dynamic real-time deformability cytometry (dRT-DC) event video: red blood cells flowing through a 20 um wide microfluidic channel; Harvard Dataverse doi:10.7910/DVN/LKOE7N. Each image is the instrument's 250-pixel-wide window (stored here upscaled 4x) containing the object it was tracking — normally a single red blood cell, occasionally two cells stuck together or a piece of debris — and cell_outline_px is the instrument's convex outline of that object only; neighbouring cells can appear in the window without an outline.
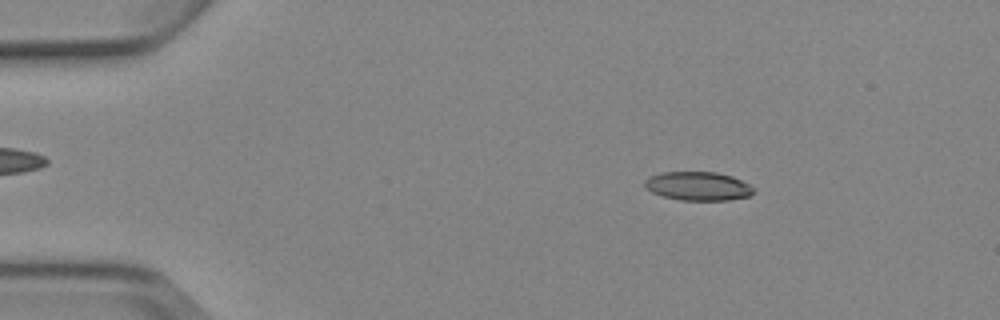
{"species": "Egyptian fruit bat (a non-hibernating species)", "species_latin": "Rousettus aegyptiacus", "temperature_condition": "cold", "stored_images_in_passage": 5, "camera_frame_rate_fps": 3000, "um_per_image_px": 0.085, "animal": {"sex": "female"}, "frame": {"image": 1, "passage_image": 2, "time_ms": 1.0, "image_size_px": [1000, 320], "cell_outline_px": [[756, 192], [748, 196], [728, 200], [680, 200], [664, 196], [652, 192], [644, 188], [644, 180], [648, 176], [660, 172], [716, 172], [732, 176], [756, 188]], "centroid_in_image_um": [59.32, 15.81], "position_along_channel_um": 25.7, "area_um2": 18.38}}
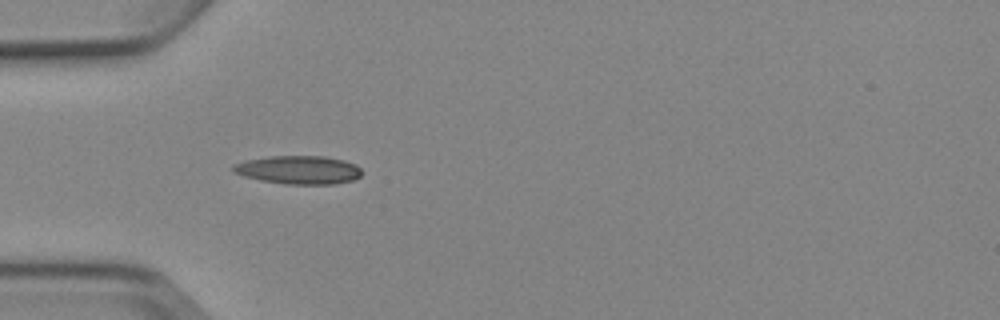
{"frame": {"image": 2, "passage_image": 4, "time_ms": 3.667, "image_size_px": [1000, 320], "cell_outline_px": [[360, 176], [352, 180], [332, 184], [284, 184], [260, 180], [244, 176], [232, 172], [232, 164], [248, 160], [268, 156], [324, 156], [344, 160], [356, 164], [360, 168]], "centroid_in_image_um": [25.36, 14.43], "position_along_channel_um": 59.6, "area_um2": 21.27}}
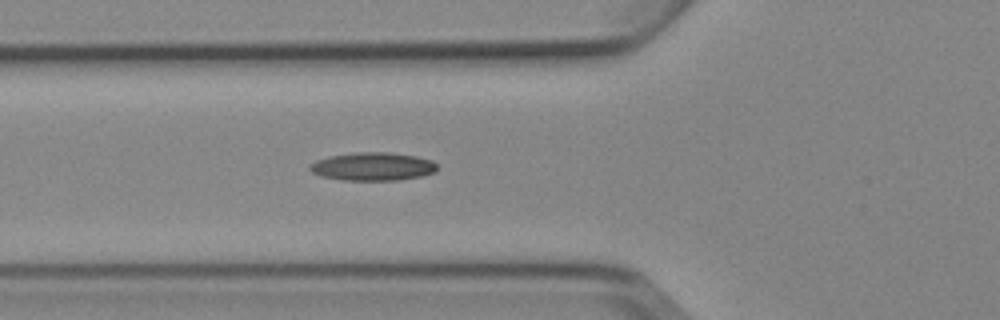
{"frame": {"image": 3, "passage_image": 5, "time_ms": 4.667, "image_size_px": [1000, 320], "cell_outline_px": [[436, 172], [420, 176], [396, 180], [344, 180], [320, 176], [312, 172], [308, 168], [316, 160], [328, 156], [356, 152], [392, 152], [416, 156], [432, 160], [436, 164]], "centroid_in_image_um": [31.68, 14.14], "position_along_channel_um": 94.1, "area_um2": 20.92}}